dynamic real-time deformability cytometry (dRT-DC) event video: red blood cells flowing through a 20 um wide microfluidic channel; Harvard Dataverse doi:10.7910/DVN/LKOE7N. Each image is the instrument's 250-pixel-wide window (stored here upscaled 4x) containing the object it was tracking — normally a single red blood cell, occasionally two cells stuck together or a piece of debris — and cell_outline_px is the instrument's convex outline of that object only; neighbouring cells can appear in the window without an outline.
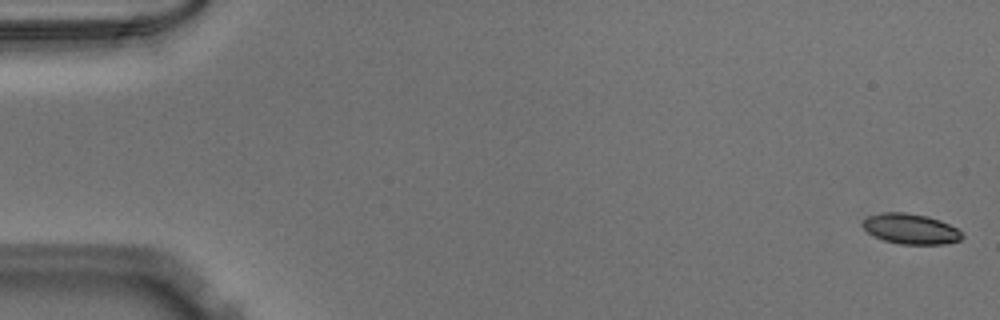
{"species": "Egyptian fruit bat (a non-hibernating species)", "species_latin": "Rousettus aegyptiacus", "temperature_condition": "warm", "stored_images_in_passage": 17, "camera_frame_rate_fps": 3000, "um_per_image_px": 0.085, "animal": {"sex": "male"}, "frame": {"image": 1, "passage_image": 1, "time_ms": 0.0, "image_size_px": [1000, 320], "cell_outline_px": [[964, 236], [960, 240], [944, 244], [900, 244], [884, 240], [868, 232], [860, 224], [868, 216], [884, 212], [904, 212], [928, 216], [940, 220], [956, 228]], "centroid_in_image_um": [77.4, 19.45], "position_along_channel_um": 7.6, "area_um2": 17.46}}
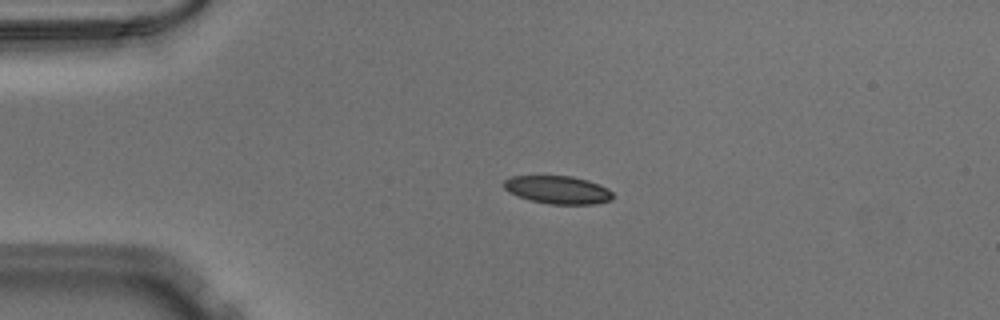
{"frame": {"image": 2, "passage_image": 12, "time_ms": 3.667, "image_size_px": [1000, 320], "cell_outline_px": [[612, 200], [592, 204], [548, 204], [532, 200], [508, 192], [504, 188], [504, 180], [512, 176], [572, 176], [588, 180], [600, 184], [608, 188], [612, 192]], "centroid_in_image_um": [47.43, 16.13], "position_along_channel_um": 37.6, "area_um2": 17.69}}